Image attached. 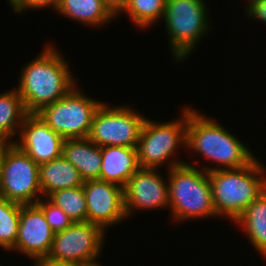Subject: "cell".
<instances>
[{
	"label": "cell",
	"mask_w": 266,
	"mask_h": 266,
	"mask_svg": "<svg viewBox=\"0 0 266 266\" xmlns=\"http://www.w3.org/2000/svg\"><path fill=\"white\" fill-rule=\"evenodd\" d=\"M68 62L53 44H46L41 54L25 64L20 74L17 91L28 114L61 99L74 86Z\"/></svg>",
	"instance_id": "6da1fadb"
},
{
	"label": "cell",
	"mask_w": 266,
	"mask_h": 266,
	"mask_svg": "<svg viewBox=\"0 0 266 266\" xmlns=\"http://www.w3.org/2000/svg\"><path fill=\"white\" fill-rule=\"evenodd\" d=\"M186 148L219 165H206V172L241 168L256 158L240 138L192 107H187Z\"/></svg>",
	"instance_id": "7a4b0ae2"
},
{
	"label": "cell",
	"mask_w": 266,
	"mask_h": 266,
	"mask_svg": "<svg viewBox=\"0 0 266 266\" xmlns=\"http://www.w3.org/2000/svg\"><path fill=\"white\" fill-rule=\"evenodd\" d=\"M264 168L255 158L241 168L208 172L216 215L234 222L266 189Z\"/></svg>",
	"instance_id": "3957f363"
},
{
	"label": "cell",
	"mask_w": 266,
	"mask_h": 266,
	"mask_svg": "<svg viewBox=\"0 0 266 266\" xmlns=\"http://www.w3.org/2000/svg\"><path fill=\"white\" fill-rule=\"evenodd\" d=\"M168 171L169 208L174 221L218 217L208 172L187 162Z\"/></svg>",
	"instance_id": "277c9868"
},
{
	"label": "cell",
	"mask_w": 266,
	"mask_h": 266,
	"mask_svg": "<svg viewBox=\"0 0 266 266\" xmlns=\"http://www.w3.org/2000/svg\"><path fill=\"white\" fill-rule=\"evenodd\" d=\"M205 0H166L163 16L169 35V43L174 61L183 62L192 54L201 37L209 31Z\"/></svg>",
	"instance_id": "5b68a950"
},
{
	"label": "cell",
	"mask_w": 266,
	"mask_h": 266,
	"mask_svg": "<svg viewBox=\"0 0 266 266\" xmlns=\"http://www.w3.org/2000/svg\"><path fill=\"white\" fill-rule=\"evenodd\" d=\"M181 111L179 120L165 123L146 118L136 147L141 168L159 169L164 163L171 161L168 163V170L186 163L180 159L169 160L180 145L186 147L187 106Z\"/></svg>",
	"instance_id": "8992f818"
},
{
	"label": "cell",
	"mask_w": 266,
	"mask_h": 266,
	"mask_svg": "<svg viewBox=\"0 0 266 266\" xmlns=\"http://www.w3.org/2000/svg\"><path fill=\"white\" fill-rule=\"evenodd\" d=\"M103 101H95L74 86L61 99L36 114L64 139L87 138L92 119Z\"/></svg>",
	"instance_id": "52a82bcc"
},
{
	"label": "cell",
	"mask_w": 266,
	"mask_h": 266,
	"mask_svg": "<svg viewBox=\"0 0 266 266\" xmlns=\"http://www.w3.org/2000/svg\"><path fill=\"white\" fill-rule=\"evenodd\" d=\"M146 117L129 106L109 107L103 102L96 110L88 139L94 144L136 148Z\"/></svg>",
	"instance_id": "ba28073f"
},
{
	"label": "cell",
	"mask_w": 266,
	"mask_h": 266,
	"mask_svg": "<svg viewBox=\"0 0 266 266\" xmlns=\"http://www.w3.org/2000/svg\"><path fill=\"white\" fill-rule=\"evenodd\" d=\"M42 198L39 164L14 143L5 142V161L0 181V197L22 205Z\"/></svg>",
	"instance_id": "9c48e42d"
},
{
	"label": "cell",
	"mask_w": 266,
	"mask_h": 266,
	"mask_svg": "<svg viewBox=\"0 0 266 266\" xmlns=\"http://www.w3.org/2000/svg\"><path fill=\"white\" fill-rule=\"evenodd\" d=\"M105 231L89 222H73L54 235L48 257L80 264L96 261L104 245Z\"/></svg>",
	"instance_id": "30bf717a"
},
{
	"label": "cell",
	"mask_w": 266,
	"mask_h": 266,
	"mask_svg": "<svg viewBox=\"0 0 266 266\" xmlns=\"http://www.w3.org/2000/svg\"><path fill=\"white\" fill-rule=\"evenodd\" d=\"M87 205V222L99 225L104 231L126 219L123 188L103 180L83 184Z\"/></svg>",
	"instance_id": "8fae6325"
},
{
	"label": "cell",
	"mask_w": 266,
	"mask_h": 266,
	"mask_svg": "<svg viewBox=\"0 0 266 266\" xmlns=\"http://www.w3.org/2000/svg\"><path fill=\"white\" fill-rule=\"evenodd\" d=\"M159 169L139 168L123 188L126 218L135 209H158L169 206L168 181Z\"/></svg>",
	"instance_id": "7c38bea8"
},
{
	"label": "cell",
	"mask_w": 266,
	"mask_h": 266,
	"mask_svg": "<svg viewBox=\"0 0 266 266\" xmlns=\"http://www.w3.org/2000/svg\"><path fill=\"white\" fill-rule=\"evenodd\" d=\"M19 141H13L35 163L42 164L62 156L64 138L37 114H27L20 127Z\"/></svg>",
	"instance_id": "4fadbf2b"
},
{
	"label": "cell",
	"mask_w": 266,
	"mask_h": 266,
	"mask_svg": "<svg viewBox=\"0 0 266 266\" xmlns=\"http://www.w3.org/2000/svg\"><path fill=\"white\" fill-rule=\"evenodd\" d=\"M54 235L37 204L22 205L18 234L12 250L26 254L31 259L47 256Z\"/></svg>",
	"instance_id": "5bb4252c"
},
{
	"label": "cell",
	"mask_w": 266,
	"mask_h": 266,
	"mask_svg": "<svg viewBox=\"0 0 266 266\" xmlns=\"http://www.w3.org/2000/svg\"><path fill=\"white\" fill-rule=\"evenodd\" d=\"M101 153L100 180L124 188L130 177L140 168L137 148L103 146Z\"/></svg>",
	"instance_id": "9a60e30c"
},
{
	"label": "cell",
	"mask_w": 266,
	"mask_h": 266,
	"mask_svg": "<svg viewBox=\"0 0 266 266\" xmlns=\"http://www.w3.org/2000/svg\"><path fill=\"white\" fill-rule=\"evenodd\" d=\"M62 156L77 168L84 182L100 179L101 147L88 138L64 139Z\"/></svg>",
	"instance_id": "2e32d148"
},
{
	"label": "cell",
	"mask_w": 266,
	"mask_h": 266,
	"mask_svg": "<svg viewBox=\"0 0 266 266\" xmlns=\"http://www.w3.org/2000/svg\"><path fill=\"white\" fill-rule=\"evenodd\" d=\"M39 184L44 198L58 190L83 186L84 181L77 168L61 156L39 164Z\"/></svg>",
	"instance_id": "e0dca14e"
},
{
	"label": "cell",
	"mask_w": 266,
	"mask_h": 266,
	"mask_svg": "<svg viewBox=\"0 0 266 266\" xmlns=\"http://www.w3.org/2000/svg\"><path fill=\"white\" fill-rule=\"evenodd\" d=\"M234 222L244 229L250 243L266 259V189Z\"/></svg>",
	"instance_id": "ac0fdd59"
},
{
	"label": "cell",
	"mask_w": 266,
	"mask_h": 266,
	"mask_svg": "<svg viewBox=\"0 0 266 266\" xmlns=\"http://www.w3.org/2000/svg\"><path fill=\"white\" fill-rule=\"evenodd\" d=\"M56 11L65 18L93 27H101L115 18L102 0H59Z\"/></svg>",
	"instance_id": "d6986e66"
},
{
	"label": "cell",
	"mask_w": 266,
	"mask_h": 266,
	"mask_svg": "<svg viewBox=\"0 0 266 266\" xmlns=\"http://www.w3.org/2000/svg\"><path fill=\"white\" fill-rule=\"evenodd\" d=\"M27 114L15 87L0 94V142L14 141L11 139L15 135L18 136Z\"/></svg>",
	"instance_id": "ffe728a7"
},
{
	"label": "cell",
	"mask_w": 266,
	"mask_h": 266,
	"mask_svg": "<svg viewBox=\"0 0 266 266\" xmlns=\"http://www.w3.org/2000/svg\"><path fill=\"white\" fill-rule=\"evenodd\" d=\"M46 198L62 209L73 222H87L83 186L58 190L50 193Z\"/></svg>",
	"instance_id": "44dd1931"
},
{
	"label": "cell",
	"mask_w": 266,
	"mask_h": 266,
	"mask_svg": "<svg viewBox=\"0 0 266 266\" xmlns=\"http://www.w3.org/2000/svg\"><path fill=\"white\" fill-rule=\"evenodd\" d=\"M165 7L166 0H128L122 12L130 16L136 27L150 28V25L163 19Z\"/></svg>",
	"instance_id": "7402d4cb"
},
{
	"label": "cell",
	"mask_w": 266,
	"mask_h": 266,
	"mask_svg": "<svg viewBox=\"0 0 266 266\" xmlns=\"http://www.w3.org/2000/svg\"><path fill=\"white\" fill-rule=\"evenodd\" d=\"M22 204L0 197V247L12 250L18 234Z\"/></svg>",
	"instance_id": "603a6c76"
},
{
	"label": "cell",
	"mask_w": 266,
	"mask_h": 266,
	"mask_svg": "<svg viewBox=\"0 0 266 266\" xmlns=\"http://www.w3.org/2000/svg\"><path fill=\"white\" fill-rule=\"evenodd\" d=\"M36 204L42 209L46 221L55 234L62 232L73 223L62 209L51 203L46 197L38 200Z\"/></svg>",
	"instance_id": "cb8c5ba5"
},
{
	"label": "cell",
	"mask_w": 266,
	"mask_h": 266,
	"mask_svg": "<svg viewBox=\"0 0 266 266\" xmlns=\"http://www.w3.org/2000/svg\"><path fill=\"white\" fill-rule=\"evenodd\" d=\"M59 0H21L14 8V12L22 13L27 9H40L48 6L53 7L55 11L57 10Z\"/></svg>",
	"instance_id": "d4e9b609"
},
{
	"label": "cell",
	"mask_w": 266,
	"mask_h": 266,
	"mask_svg": "<svg viewBox=\"0 0 266 266\" xmlns=\"http://www.w3.org/2000/svg\"><path fill=\"white\" fill-rule=\"evenodd\" d=\"M245 9L247 17L266 23V0H249Z\"/></svg>",
	"instance_id": "484cf974"
},
{
	"label": "cell",
	"mask_w": 266,
	"mask_h": 266,
	"mask_svg": "<svg viewBox=\"0 0 266 266\" xmlns=\"http://www.w3.org/2000/svg\"><path fill=\"white\" fill-rule=\"evenodd\" d=\"M32 260H34L35 264L33 266H81V264L77 262L54 260L48 256L38 257Z\"/></svg>",
	"instance_id": "4316f807"
},
{
	"label": "cell",
	"mask_w": 266,
	"mask_h": 266,
	"mask_svg": "<svg viewBox=\"0 0 266 266\" xmlns=\"http://www.w3.org/2000/svg\"><path fill=\"white\" fill-rule=\"evenodd\" d=\"M104 5L116 17L125 9L128 0H102ZM119 13V14H118Z\"/></svg>",
	"instance_id": "83f0119b"
},
{
	"label": "cell",
	"mask_w": 266,
	"mask_h": 266,
	"mask_svg": "<svg viewBox=\"0 0 266 266\" xmlns=\"http://www.w3.org/2000/svg\"><path fill=\"white\" fill-rule=\"evenodd\" d=\"M4 161H5V142H0V181H1Z\"/></svg>",
	"instance_id": "f1b7e54d"
},
{
	"label": "cell",
	"mask_w": 266,
	"mask_h": 266,
	"mask_svg": "<svg viewBox=\"0 0 266 266\" xmlns=\"http://www.w3.org/2000/svg\"><path fill=\"white\" fill-rule=\"evenodd\" d=\"M81 266H101V265H100L99 262L96 260V261L89 262V263H83V264H81Z\"/></svg>",
	"instance_id": "f546056e"
},
{
	"label": "cell",
	"mask_w": 266,
	"mask_h": 266,
	"mask_svg": "<svg viewBox=\"0 0 266 266\" xmlns=\"http://www.w3.org/2000/svg\"><path fill=\"white\" fill-rule=\"evenodd\" d=\"M21 0H8V3L12 6V9L20 2Z\"/></svg>",
	"instance_id": "4dcf8cb0"
}]
</instances>
